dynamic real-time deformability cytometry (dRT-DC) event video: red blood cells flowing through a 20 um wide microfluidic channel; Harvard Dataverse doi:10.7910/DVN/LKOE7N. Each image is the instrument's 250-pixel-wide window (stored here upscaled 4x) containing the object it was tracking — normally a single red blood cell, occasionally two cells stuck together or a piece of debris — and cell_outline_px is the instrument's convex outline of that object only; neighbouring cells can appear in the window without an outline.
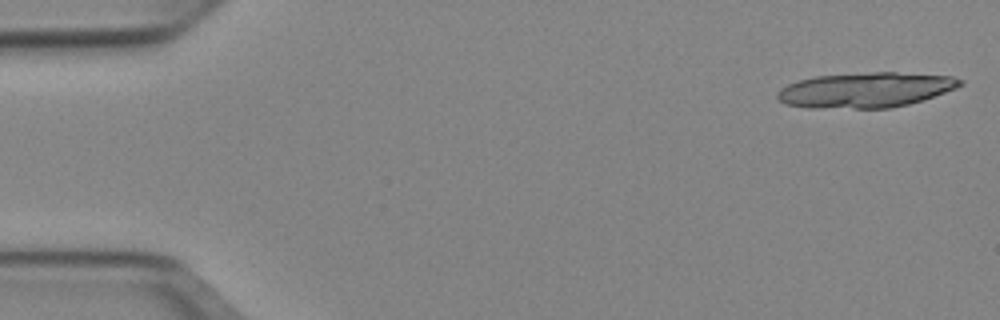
{"species": "Egyptian fruit bat (a non-hibernating species)", "species_latin": "Rousettus aegyptiacus", "temperature_condition": "cold", "stored_images_in_passage": 17, "camera_frame_rate_fps": 3000, "um_per_image_px": 0.085, "animal": {"sex": "female"}, "frame": {"image": 1, "passage_image": 1, "time_ms": 0.0, "image_size_px": [1000, 320], "cell_outline_px": [[964, 84], [956, 88], [924, 100], [908, 104], [888, 108], [808, 108], [784, 104], [776, 100], [776, 92], [780, 88], [788, 84], [800, 80], [816, 76], [872, 72], [896, 72], [952, 76], [964, 80]], "centroid_in_image_um": [73.56, 7.65], "position_along_channel_um": 11.4, "area_um2": 37.69}}